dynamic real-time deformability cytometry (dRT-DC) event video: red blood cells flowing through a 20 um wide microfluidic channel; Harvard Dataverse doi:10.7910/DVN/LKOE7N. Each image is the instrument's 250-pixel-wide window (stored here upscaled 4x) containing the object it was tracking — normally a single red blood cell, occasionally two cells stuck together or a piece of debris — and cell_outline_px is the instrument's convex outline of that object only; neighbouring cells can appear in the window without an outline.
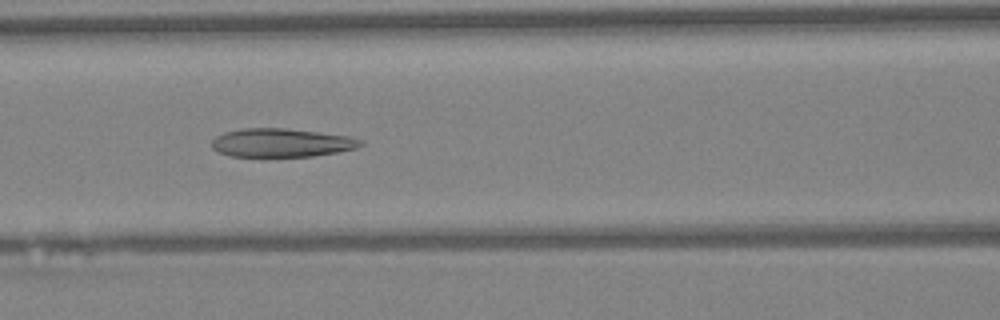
{"species": "Egyptian fruit bat (a non-hibernating species)", "species_latin": "Rousettus aegyptiacus", "temperature_condition": "warm", "stored_images_in_passage": 46, "camera_frame_rate_fps": 3000, "um_per_image_px": 0.085, "animal": {"sex": "female"}, "frame": {"image": 1, "passage_image": 19, "time_ms": 6.0, "image_size_px": [1000, 320], "cell_outline_px": [[364, 144], [356, 148], [336, 152], [312, 156], [232, 156], [220, 152], [212, 148], [212, 140], [216, 136], [224, 132], [244, 128], [288, 128], [348, 136], [364, 140]], "centroid_in_image_um": [23.94, 12.12], "position_along_channel_um": 142.7, "area_um2": 24.62}}
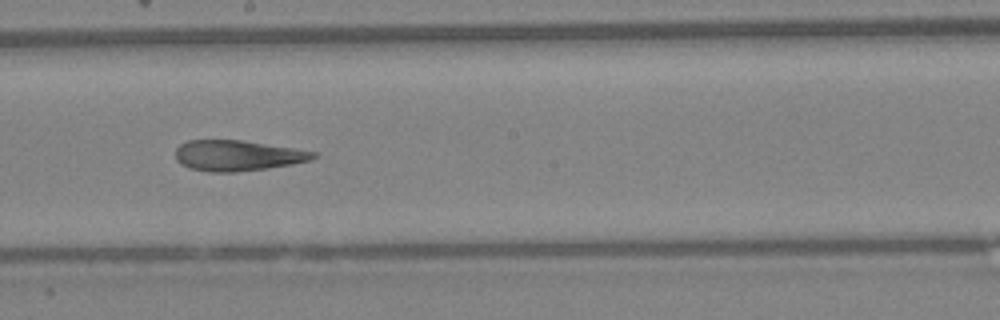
{"frame": {"image": 2, "passage_image": 25, "time_ms": 8.0, "image_size_px": [1000, 320], "cell_outline_px": [[320, 156], [308, 160], [292, 164], [268, 168], [236, 172], [208, 172], [188, 168], [180, 164], [176, 160], [176, 148], [180, 144], [188, 140], [240, 140], [296, 148], [316, 152]], "centroid_in_image_um": [20.18, 13.22], "position_along_channel_um": 228.0, "area_um2": 24.74}}
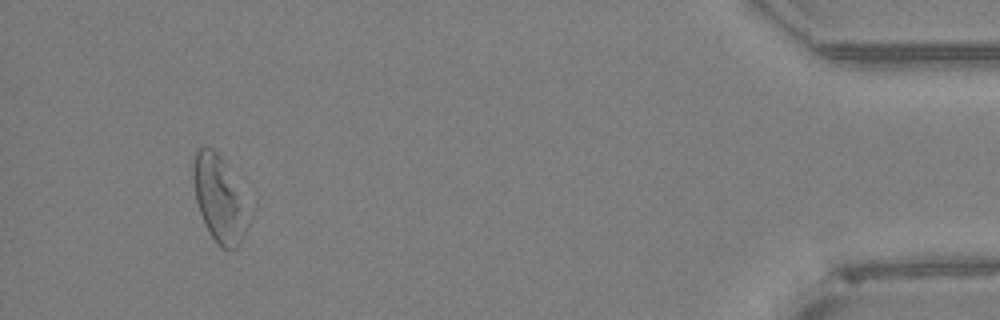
{"frame": {"image": 3, "passage_image": 43, "time_ms": 14.0, "image_size_px": [1000, 320], "cell_outline_px": [[244, 232], [236, 248], [220, 248], [204, 224], [196, 200], [192, 176], [192, 160], [196, 148], [212, 148], [224, 160], [244, 216]], "centroid_in_image_um": [18.46, 16.86], "position_along_channel_um": 416.7, "area_um2": 25.43}, "authors_computed_cell_mechanics": {"area_um2": 27.9463, "velocity_mm_per_s": 4.3001, "shape_relaxation_time_tau1_ms": 7.1674, "shape_relaxation_time_tau2_ms": 4.2786, "deformation_change_tau1": 0.1778, "deformation_change_tau2": 0.1672}}